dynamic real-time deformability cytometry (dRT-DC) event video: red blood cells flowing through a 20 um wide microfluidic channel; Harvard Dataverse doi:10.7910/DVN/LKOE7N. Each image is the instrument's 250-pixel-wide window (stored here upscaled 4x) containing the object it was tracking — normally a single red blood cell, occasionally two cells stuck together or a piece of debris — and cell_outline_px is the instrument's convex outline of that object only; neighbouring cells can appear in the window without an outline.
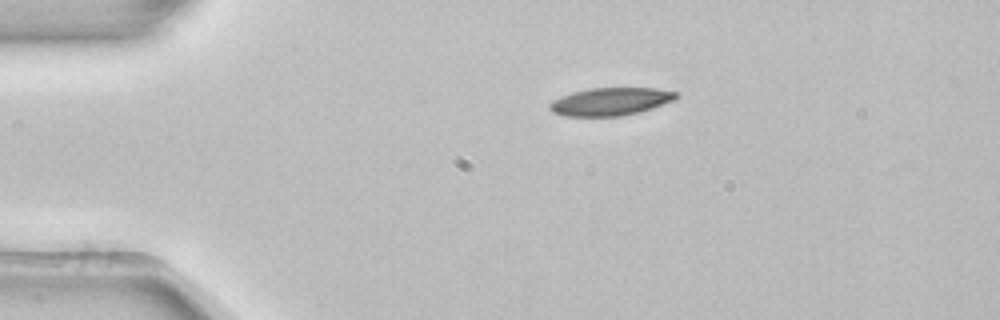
{"species": "common noctule bat (a hibernating species)", "species_latin": "Nyctalus noctula", "temperature_condition": "room temperature", "stored_images_in_passage": 3, "camera_frame_rate_fps": 3000, "um_per_image_px": 0.085, "animal": {"sex": "female", "body_mass_g": 22.7, "forearm_length_mm": 54.2}, "frame": {"image": 1, "passage_image": 1, "time_ms": 0.0, "image_size_px": [1000, 320], "cell_outline_px": [[680, 96], [676, 100], [640, 112], [620, 116], [564, 116], [552, 112], [548, 108], [548, 104], [552, 100], [560, 96], [572, 92], [588, 88], [656, 88], [676, 92]], "centroid_in_image_um": [51.88, 8.63], "position_along_channel_um": 33.1, "area_um2": 20.75}}
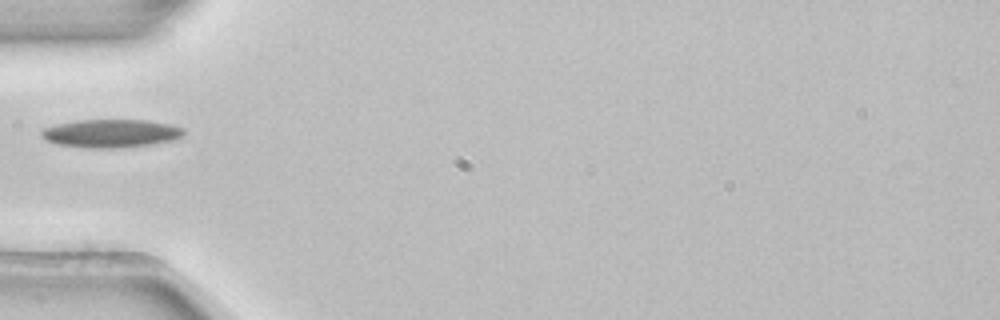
{"frame": {"image": 2, "passage_image": 3, "time_ms": 0.667, "image_size_px": [1000, 320], "cell_outline_px": [[184, 136], [176, 140], [152, 144], [116, 148], [88, 148], [56, 144], [40, 136], [40, 128], [56, 124], [76, 120], [148, 120], [172, 124], [184, 128]], "centroid_in_image_um": [9.44, 11.33], "position_along_channel_um": 75.6, "area_um2": 23.76}}